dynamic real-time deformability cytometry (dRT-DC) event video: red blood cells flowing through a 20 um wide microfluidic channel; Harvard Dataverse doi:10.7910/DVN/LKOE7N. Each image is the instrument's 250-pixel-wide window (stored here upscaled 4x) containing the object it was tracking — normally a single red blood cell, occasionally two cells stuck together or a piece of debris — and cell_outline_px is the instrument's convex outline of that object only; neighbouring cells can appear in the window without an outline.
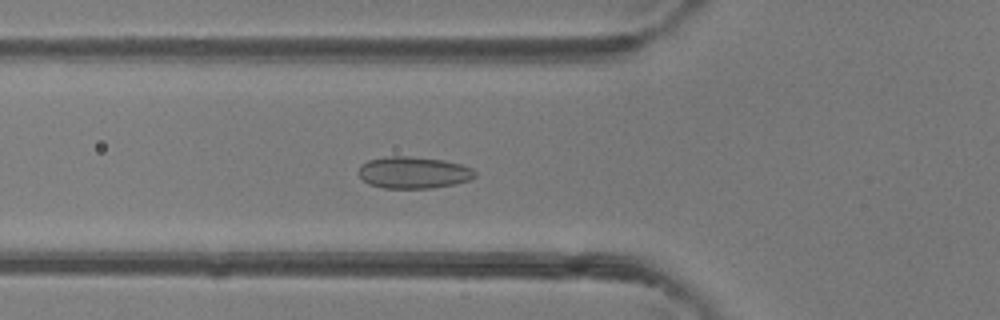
{"species": "common noctule bat (a hibernating species)", "species_latin": "Nyctalus noctula", "temperature_condition": "room temperature", "stored_images_in_passage": 47, "camera_frame_rate_fps": 3000, "um_per_image_px": 0.085, "animal": {"sex": "female"}, "frame": {"image": 1, "passage_image": 17, "time_ms": 5.333, "image_size_px": [1000, 320], "cell_outline_px": [[476, 176], [468, 180], [456, 184], [432, 188], [384, 188], [368, 184], [356, 172], [360, 164], [368, 160], [384, 156], [408, 156], [444, 160], [460, 164], [472, 168], [476, 172]], "centroid_in_image_um": [35.11, 14.66], "position_along_channel_um": 90.7, "area_um2": 21.79}}
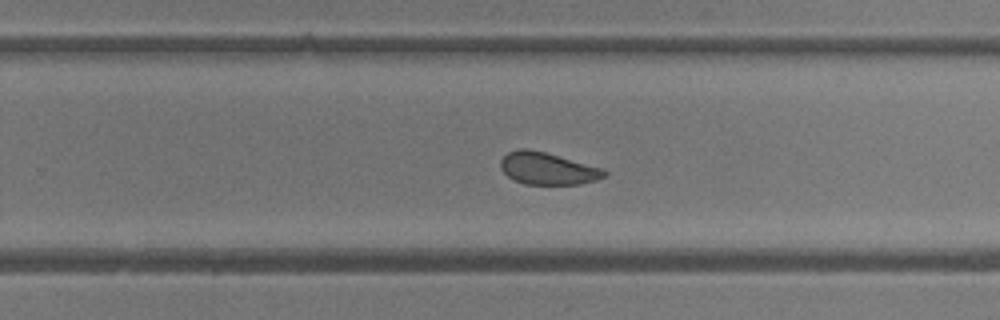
{"frame": {"image": 2, "passage_image": 30, "time_ms": 9.667, "image_size_px": [1000, 320], "cell_outline_px": [[608, 172], [604, 176], [596, 180], [580, 184], [524, 184], [508, 176], [500, 168], [500, 160], [508, 152], [520, 148], [528, 148], [544, 152], [604, 168]], "centroid_in_image_um": [46.55, 14.32], "position_along_channel_um": 283.3, "area_um2": 19.36}}
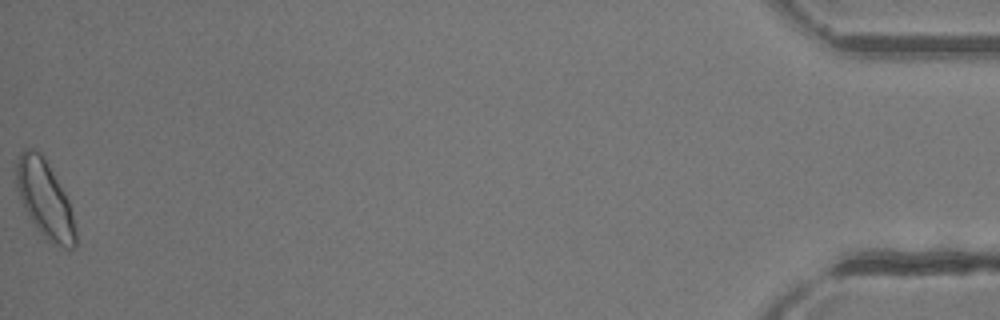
{"frame": {"image": 3, "passage_image": 47, "time_ms": 15.333, "image_size_px": [1000, 320], "cell_outline_px": [[76, 244], [68, 252], [52, 244], [36, 228], [28, 216], [16, 188], [16, 160], [20, 152], [24, 148], [32, 148], [40, 152], [44, 156], [64, 192], [68, 200], [76, 232]], "centroid_in_image_um": [3.8, 16.94], "position_along_channel_um": 431.4, "area_um2": 26.82}, "authors_computed_cell_mechanics": {"area_um2": 21.2126, "velocity_mm_per_s": 4.444, "shape_relaxation_time_tau1_ms": 4.0918, "shape_relaxation_time_tau2_ms": 1.4427, "deformation_change_tau1": 0.0776, "deformation_change_tau2": 0.0678}}